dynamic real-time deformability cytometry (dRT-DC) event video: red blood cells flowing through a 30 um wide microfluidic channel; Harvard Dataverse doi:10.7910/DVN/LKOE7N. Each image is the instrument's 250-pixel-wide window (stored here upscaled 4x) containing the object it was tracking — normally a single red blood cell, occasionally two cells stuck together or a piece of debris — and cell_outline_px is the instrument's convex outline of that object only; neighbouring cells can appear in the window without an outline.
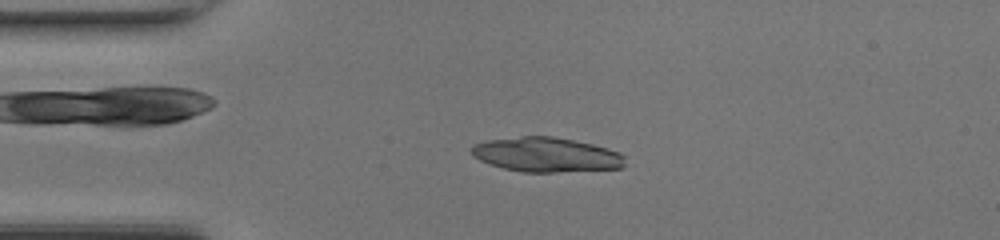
{"species": "common noctule bat (a hibernating species)", "species_latin": "Nyctalus noctula", "temperature_condition": "room temperature", "stored_images_in_passage": 44, "camera_frame_rate_fps": 3000, "um_per_image_px": 0.085, "animal": {"sex": "female", "body_mass_g": 17.0, "forearm_length_mm": 48.0}, "frame": {"image": 1, "passage_image": 10, "time_ms": 3.0, "image_size_px": [1000, 240], "cell_outline_px": [[620, 168], [544, 172], [532, 172], [508, 168], [492, 164], [476, 156], [472, 152], [472, 148], [480, 144], [500, 140], [528, 136], [544, 136], [568, 140], [588, 144], [604, 148], [616, 152], [620, 156]], "centroid_in_image_um": [46.44, 13.16], "position_along_channel_um": 38.6, "area_um2": 28.5}}
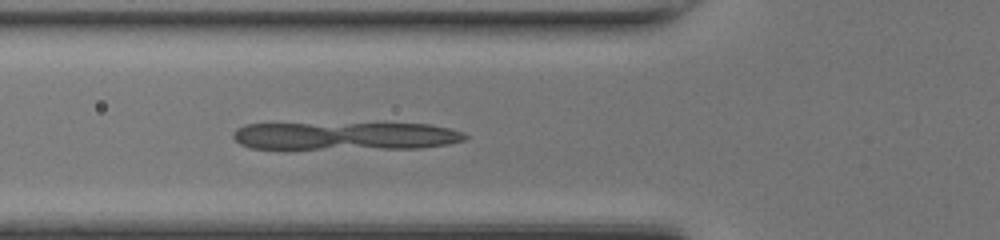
{"frame": {"image": 2, "passage_image": 16, "time_ms": 5.0, "image_size_px": [1000, 240], "cell_outline_px": [[464, 136], [460, 140], [440, 144], [312, 148], [256, 148], [244, 144], [236, 136], [236, 132], [240, 128], [252, 124], [420, 124], [444, 128], [456, 132]], "centroid_in_image_um": [29.13, 11.51], "position_along_channel_um": 96.7, "area_um2": 34.1}}